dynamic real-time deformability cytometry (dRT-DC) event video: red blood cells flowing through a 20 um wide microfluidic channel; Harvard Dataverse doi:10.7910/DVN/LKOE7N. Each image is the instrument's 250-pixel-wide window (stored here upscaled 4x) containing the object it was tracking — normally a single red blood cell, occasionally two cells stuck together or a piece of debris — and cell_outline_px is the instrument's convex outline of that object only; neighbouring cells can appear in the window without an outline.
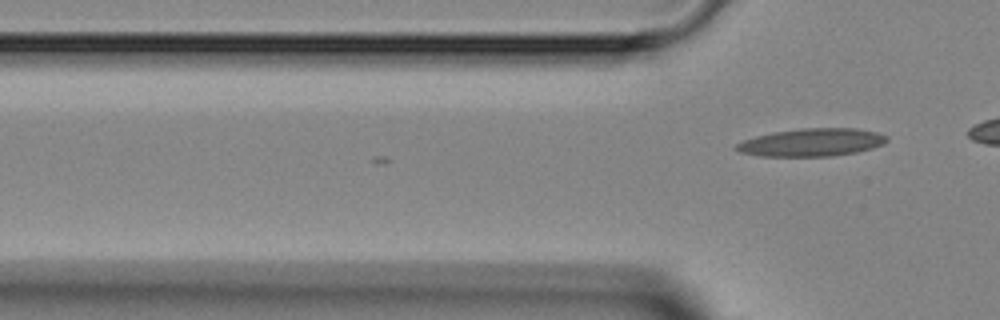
{"species": "Egyptian fruit bat (a non-hibernating species)", "species_latin": "Rousettus aegyptiacus", "temperature_condition": "room temperature", "stored_images_in_passage": 7, "camera_frame_rate_fps": 3000, "um_per_image_px": 0.085, "animal": {"sex": "female"}, "frame": {"image": 1, "passage_image": 7, "time_ms": 2.0, "image_size_px": [1000, 320], "cell_outline_px": [[888, 140], [884, 144], [872, 148], [856, 152], [832, 156], [760, 156], [740, 152], [732, 148], [736, 144], [744, 140], [756, 136], [772, 132], [800, 128], [856, 128], [876, 132], [888, 136]], "centroid_in_image_um": [68.99, 12.1], "position_along_channel_um": 56.8, "area_um2": 24.51}}